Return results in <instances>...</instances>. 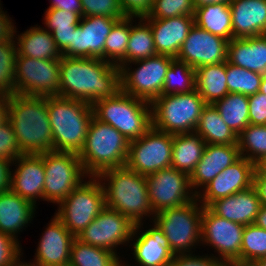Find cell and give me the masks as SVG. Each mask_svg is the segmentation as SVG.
<instances>
[{
  "label": "cell",
  "instance_id": "64",
  "mask_svg": "<svg viewBox=\"0 0 266 266\" xmlns=\"http://www.w3.org/2000/svg\"><path fill=\"white\" fill-rule=\"evenodd\" d=\"M223 266H230L227 262Z\"/></svg>",
  "mask_w": 266,
  "mask_h": 266
},
{
  "label": "cell",
  "instance_id": "56",
  "mask_svg": "<svg viewBox=\"0 0 266 266\" xmlns=\"http://www.w3.org/2000/svg\"><path fill=\"white\" fill-rule=\"evenodd\" d=\"M9 96L0 95V126L8 120Z\"/></svg>",
  "mask_w": 266,
  "mask_h": 266
},
{
  "label": "cell",
  "instance_id": "30",
  "mask_svg": "<svg viewBox=\"0 0 266 266\" xmlns=\"http://www.w3.org/2000/svg\"><path fill=\"white\" fill-rule=\"evenodd\" d=\"M205 146V141L195 131L173 135L171 167L190 176L201 160Z\"/></svg>",
  "mask_w": 266,
  "mask_h": 266
},
{
  "label": "cell",
  "instance_id": "29",
  "mask_svg": "<svg viewBox=\"0 0 266 266\" xmlns=\"http://www.w3.org/2000/svg\"><path fill=\"white\" fill-rule=\"evenodd\" d=\"M17 53L35 59L61 60L62 54L50 31L39 27H31L18 36Z\"/></svg>",
  "mask_w": 266,
  "mask_h": 266
},
{
  "label": "cell",
  "instance_id": "12",
  "mask_svg": "<svg viewBox=\"0 0 266 266\" xmlns=\"http://www.w3.org/2000/svg\"><path fill=\"white\" fill-rule=\"evenodd\" d=\"M173 135L153 126L140 138L130 141L125 166L140 175L171 167Z\"/></svg>",
  "mask_w": 266,
  "mask_h": 266
},
{
  "label": "cell",
  "instance_id": "46",
  "mask_svg": "<svg viewBox=\"0 0 266 266\" xmlns=\"http://www.w3.org/2000/svg\"><path fill=\"white\" fill-rule=\"evenodd\" d=\"M22 155L17 144L15 132L11 123L7 120L0 126V159L14 161Z\"/></svg>",
  "mask_w": 266,
  "mask_h": 266
},
{
  "label": "cell",
  "instance_id": "24",
  "mask_svg": "<svg viewBox=\"0 0 266 266\" xmlns=\"http://www.w3.org/2000/svg\"><path fill=\"white\" fill-rule=\"evenodd\" d=\"M260 207V197L254 185L231 196L217 199L208 206L219 217L244 226L255 222Z\"/></svg>",
  "mask_w": 266,
  "mask_h": 266
},
{
  "label": "cell",
  "instance_id": "47",
  "mask_svg": "<svg viewBox=\"0 0 266 266\" xmlns=\"http://www.w3.org/2000/svg\"><path fill=\"white\" fill-rule=\"evenodd\" d=\"M17 240L0 231V266H11L21 256Z\"/></svg>",
  "mask_w": 266,
  "mask_h": 266
},
{
  "label": "cell",
  "instance_id": "5",
  "mask_svg": "<svg viewBox=\"0 0 266 266\" xmlns=\"http://www.w3.org/2000/svg\"><path fill=\"white\" fill-rule=\"evenodd\" d=\"M129 143L117 129L93 116L78 153L84 172L88 177H97L105 170L125 166Z\"/></svg>",
  "mask_w": 266,
  "mask_h": 266
},
{
  "label": "cell",
  "instance_id": "33",
  "mask_svg": "<svg viewBox=\"0 0 266 266\" xmlns=\"http://www.w3.org/2000/svg\"><path fill=\"white\" fill-rule=\"evenodd\" d=\"M195 132L206 144H238V136L227 126L214 104H206L202 109Z\"/></svg>",
  "mask_w": 266,
  "mask_h": 266
},
{
  "label": "cell",
  "instance_id": "42",
  "mask_svg": "<svg viewBox=\"0 0 266 266\" xmlns=\"http://www.w3.org/2000/svg\"><path fill=\"white\" fill-rule=\"evenodd\" d=\"M266 256V230L257 225L244 227L240 260L256 261Z\"/></svg>",
  "mask_w": 266,
  "mask_h": 266
},
{
  "label": "cell",
  "instance_id": "38",
  "mask_svg": "<svg viewBox=\"0 0 266 266\" xmlns=\"http://www.w3.org/2000/svg\"><path fill=\"white\" fill-rule=\"evenodd\" d=\"M195 87V69L175 58L166 72L162 95L190 93Z\"/></svg>",
  "mask_w": 266,
  "mask_h": 266
},
{
  "label": "cell",
  "instance_id": "48",
  "mask_svg": "<svg viewBox=\"0 0 266 266\" xmlns=\"http://www.w3.org/2000/svg\"><path fill=\"white\" fill-rule=\"evenodd\" d=\"M249 122L252 125H266V95L257 92L248 96Z\"/></svg>",
  "mask_w": 266,
  "mask_h": 266
},
{
  "label": "cell",
  "instance_id": "4",
  "mask_svg": "<svg viewBox=\"0 0 266 266\" xmlns=\"http://www.w3.org/2000/svg\"><path fill=\"white\" fill-rule=\"evenodd\" d=\"M53 151L79 153L93 118L92 104L61 96L47 97Z\"/></svg>",
  "mask_w": 266,
  "mask_h": 266
},
{
  "label": "cell",
  "instance_id": "17",
  "mask_svg": "<svg viewBox=\"0 0 266 266\" xmlns=\"http://www.w3.org/2000/svg\"><path fill=\"white\" fill-rule=\"evenodd\" d=\"M118 20L107 16H82L73 32L72 43L62 56L104 60L105 40Z\"/></svg>",
  "mask_w": 266,
  "mask_h": 266
},
{
  "label": "cell",
  "instance_id": "36",
  "mask_svg": "<svg viewBox=\"0 0 266 266\" xmlns=\"http://www.w3.org/2000/svg\"><path fill=\"white\" fill-rule=\"evenodd\" d=\"M132 20L133 17H131L130 36L126 49V62L123 64L127 66L131 62L157 55L150 24L140 18L139 24L132 26Z\"/></svg>",
  "mask_w": 266,
  "mask_h": 266
},
{
  "label": "cell",
  "instance_id": "45",
  "mask_svg": "<svg viewBox=\"0 0 266 266\" xmlns=\"http://www.w3.org/2000/svg\"><path fill=\"white\" fill-rule=\"evenodd\" d=\"M81 15L79 13L67 12L61 9H47L45 13V24L49 31L64 29V28H77L79 25Z\"/></svg>",
  "mask_w": 266,
  "mask_h": 266
},
{
  "label": "cell",
  "instance_id": "19",
  "mask_svg": "<svg viewBox=\"0 0 266 266\" xmlns=\"http://www.w3.org/2000/svg\"><path fill=\"white\" fill-rule=\"evenodd\" d=\"M255 164L245 157H240L233 164L225 168L219 175L204 187L203 194L196 192L199 204L208 207L217 199L231 196L237 192L253 186Z\"/></svg>",
  "mask_w": 266,
  "mask_h": 266
},
{
  "label": "cell",
  "instance_id": "27",
  "mask_svg": "<svg viewBox=\"0 0 266 266\" xmlns=\"http://www.w3.org/2000/svg\"><path fill=\"white\" fill-rule=\"evenodd\" d=\"M139 235L133 243V255L139 266H169L174 254L159 227L154 223L152 229Z\"/></svg>",
  "mask_w": 266,
  "mask_h": 266
},
{
  "label": "cell",
  "instance_id": "50",
  "mask_svg": "<svg viewBox=\"0 0 266 266\" xmlns=\"http://www.w3.org/2000/svg\"><path fill=\"white\" fill-rule=\"evenodd\" d=\"M125 17L145 18L153 6V0H119Z\"/></svg>",
  "mask_w": 266,
  "mask_h": 266
},
{
  "label": "cell",
  "instance_id": "52",
  "mask_svg": "<svg viewBox=\"0 0 266 266\" xmlns=\"http://www.w3.org/2000/svg\"><path fill=\"white\" fill-rule=\"evenodd\" d=\"M13 23L11 22L10 18L0 9V43L8 41L9 39L13 38L17 31L14 29Z\"/></svg>",
  "mask_w": 266,
  "mask_h": 266
},
{
  "label": "cell",
  "instance_id": "34",
  "mask_svg": "<svg viewBox=\"0 0 266 266\" xmlns=\"http://www.w3.org/2000/svg\"><path fill=\"white\" fill-rule=\"evenodd\" d=\"M221 118L238 136L249 124L248 96L239 93H228L223 99L214 103Z\"/></svg>",
  "mask_w": 266,
  "mask_h": 266
},
{
  "label": "cell",
  "instance_id": "6",
  "mask_svg": "<svg viewBox=\"0 0 266 266\" xmlns=\"http://www.w3.org/2000/svg\"><path fill=\"white\" fill-rule=\"evenodd\" d=\"M93 115L110 124L128 141L140 138L152 127L151 103L118 90L113 96L92 104Z\"/></svg>",
  "mask_w": 266,
  "mask_h": 266
},
{
  "label": "cell",
  "instance_id": "13",
  "mask_svg": "<svg viewBox=\"0 0 266 266\" xmlns=\"http://www.w3.org/2000/svg\"><path fill=\"white\" fill-rule=\"evenodd\" d=\"M15 94L59 96L60 60L20 56L15 60Z\"/></svg>",
  "mask_w": 266,
  "mask_h": 266
},
{
  "label": "cell",
  "instance_id": "51",
  "mask_svg": "<svg viewBox=\"0 0 266 266\" xmlns=\"http://www.w3.org/2000/svg\"><path fill=\"white\" fill-rule=\"evenodd\" d=\"M76 28H64L52 30L51 35L57 45V48L62 53L70 43H72L73 32Z\"/></svg>",
  "mask_w": 266,
  "mask_h": 266
},
{
  "label": "cell",
  "instance_id": "63",
  "mask_svg": "<svg viewBox=\"0 0 266 266\" xmlns=\"http://www.w3.org/2000/svg\"><path fill=\"white\" fill-rule=\"evenodd\" d=\"M258 266H266V256L256 260Z\"/></svg>",
  "mask_w": 266,
  "mask_h": 266
},
{
  "label": "cell",
  "instance_id": "37",
  "mask_svg": "<svg viewBox=\"0 0 266 266\" xmlns=\"http://www.w3.org/2000/svg\"><path fill=\"white\" fill-rule=\"evenodd\" d=\"M131 17L118 20L104 44V61L122 66L126 62V49L130 36Z\"/></svg>",
  "mask_w": 266,
  "mask_h": 266
},
{
  "label": "cell",
  "instance_id": "41",
  "mask_svg": "<svg viewBox=\"0 0 266 266\" xmlns=\"http://www.w3.org/2000/svg\"><path fill=\"white\" fill-rule=\"evenodd\" d=\"M16 41L9 39L0 43V95L15 94Z\"/></svg>",
  "mask_w": 266,
  "mask_h": 266
},
{
  "label": "cell",
  "instance_id": "22",
  "mask_svg": "<svg viewBox=\"0 0 266 266\" xmlns=\"http://www.w3.org/2000/svg\"><path fill=\"white\" fill-rule=\"evenodd\" d=\"M151 26L157 54L176 58L193 27L194 16H178L166 19L143 18Z\"/></svg>",
  "mask_w": 266,
  "mask_h": 266
},
{
  "label": "cell",
  "instance_id": "39",
  "mask_svg": "<svg viewBox=\"0 0 266 266\" xmlns=\"http://www.w3.org/2000/svg\"><path fill=\"white\" fill-rule=\"evenodd\" d=\"M238 147L240 155L254 164L266 157V125L249 124L238 135Z\"/></svg>",
  "mask_w": 266,
  "mask_h": 266
},
{
  "label": "cell",
  "instance_id": "25",
  "mask_svg": "<svg viewBox=\"0 0 266 266\" xmlns=\"http://www.w3.org/2000/svg\"><path fill=\"white\" fill-rule=\"evenodd\" d=\"M233 38L266 34V0H232Z\"/></svg>",
  "mask_w": 266,
  "mask_h": 266
},
{
  "label": "cell",
  "instance_id": "43",
  "mask_svg": "<svg viewBox=\"0 0 266 266\" xmlns=\"http://www.w3.org/2000/svg\"><path fill=\"white\" fill-rule=\"evenodd\" d=\"M193 0H153L150 14L145 18L166 19L178 16H194Z\"/></svg>",
  "mask_w": 266,
  "mask_h": 266
},
{
  "label": "cell",
  "instance_id": "2",
  "mask_svg": "<svg viewBox=\"0 0 266 266\" xmlns=\"http://www.w3.org/2000/svg\"><path fill=\"white\" fill-rule=\"evenodd\" d=\"M8 121L22 154L40 155L53 151L47 97L10 95Z\"/></svg>",
  "mask_w": 266,
  "mask_h": 266
},
{
  "label": "cell",
  "instance_id": "10",
  "mask_svg": "<svg viewBox=\"0 0 266 266\" xmlns=\"http://www.w3.org/2000/svg\"><path fill=\"white\" fill-rule=\"evenodd\" d=\"M175 58L168 55L155 56L134 61L140 67L130 71L126 65L120 66V89L136 98L152 103L162 95L166 72Z\"/></svg>",
  "mask_w": 266,
  "mask_h": 266
},
{
  "label": "cell",
  "instance_id": "20",
  "mask_svg": "<svg viewBox=\"0 0 266 266\" xmlns=\"http://www.w3.org/2000/svg\"><path fill=\"white\" fill-rule=\"evenodd\" d=\"M13 164L18 166L14 174L10 171V190L34 205L38 197L44 199L43 154H22L13 161Z\"/></svg>",
  "mask_w": 266,
  "mask_h": 266
},
{
  "label": "cell",
  "instance_id": "16",
  "mask_svg": "<svg viewBox=\"0 0 266 266\" xmlns=\"http://www.w3.org/2000/svg\"><path fill=\"white\" fill-rule=\"evenodd\" d=\"M244 225L224 219L204 207L201 218V241L212 245L225 262L239 259Z\"/></svg>",
  "mask_w": 266,
  "mask_h": 266
},
{
  "label": "cell",
  "instance_id": "1",
  "mask_svg": "<svg viewBox=\"0 0 266 266\" xmlns=\"http://www.w3.org/2000/svg\"><path fill=\"white\" fill-rule=\"evenodd\" d=\"M120 90V68L99 58L62 56L59 96L93 104Z\"/></svg>",
  "mask_w": 266,
  "mask_h": 266
},
{
  "label": "cell",
  "instance_id": "44",
  "mask_svg": "<svg viewBox=\"0 0 266 266\" xmlns=\"http://www.w3.org/2000/svg\"><path fill=\"white\" fill-rule=\"evenodd\" d=\"M82 16H107L122 19L124 14L119 0H81Z\"/></svg>",
  "mask_w": 266,
  "mask_h": 266
},
{
  "label": "cell",
  "instance_id": "9",
  "mask_svg": "<svg viewBox=\"0 0 266 266\" xmlns=\"http://www.w3.org/2000/svg\"><path fill=\"white\" fill-rule=\"evenodd\" d=\"M89 178L88 182H81L59 203L60 207L55 214L75 237L106 207L101 180L91 176Z\"/></svg>",
  "mask_w": 266,
  "mask_h": 266
},
{
  "label": "cell",
  "instance_id": "58",
  "mask_svg": "<svg viewBox=\"0 0 266 266\" xmlns=\"http://www.w3.org/2000/svg\"><path fill=\"white\" fill-rule=\"evenodd\" d=\"M254 176L266 177V157L262 158L258 163L255 164Z\"/></svg>",
  "mask_w": 266,
  "mask_h": 266
},
{
  "label": "cell",
  "instance_id": "26",
  "mask_svg": "<svg viewBox=\"0 0 266 266\" xmlns=\"http://www.w3.org/2000/svg\"><path fill=\"white\" fill-rule=\"evenodd\" d=\"M227 62L259 74H266V34L232 38L228 41Z\"/></svg>",
  "mask_w": 266,
  "mask_h": 266
},
{
  "label": "cell",
  "instance_id": "35",
  "mask_svg": "<svg viewBox=\"0 0 266 266\" xmlns=\"http://www.w3.org/2000/svg\"><path fill=\"white\" fill-rule=\"evenodd\" d=\"M116 252L85 244L75 238L68 266H123Z\"/></svg>",
  "mask_w": 266,
  "mask_h": 266
},
{
  "label": "cell",
  "instance_id": "54",
  "mask_svg": "<svg viewBox=\"0 0 266 266\" xmlns=\"http://www.w3.org/2000/svg\"><path fill=\"white\" fill-rule=\"evenodd\" d=\"M9 159H0V192L10 189V165Z\"/></svg>",
  "mask_w": 266,
  "mask_h": 266
},
{
  "label": "cell",
  "instance_id": "53",
  "mask_svg": "<svg viewBox=\"0 0 266 266\" xmlns=\"http://www.w3.org/2000/svg\"><path fill=\"white\" fill-rule=\"evenodd\" d=\"M48 9H61L72 13H79L82 16L81 0H53Z\"/></svg>",
  "mask_w": 266,
  "mask_h": 266
},
{
  "label": "cell",
  "instance_id": "8",
  "mask_svg": "<svg viewBox=\"0 0 266 266\" xmlns=\"http://www.w3.org/2000/svg\"><path fill=\"white\" fill-rule=\"evenodd\" d=\"M199 200L179 207L166 208L155 213L154 223L163 232L174 255L191 253V248L201 241V218L204 207Z\"/></svg>",
  "mask_w": 266,
  "mask_h": 266
},
{
  "label": "cell",
  "instance_id": "60",
  "mask_svg": "<svg viewBox=\"0 0 266 266\" xmlns=\"http://www.w3.org/2000/svg\"><path fill=\"white\" fill-rule=\"evenodd\" d=\"M230 266H258L256 261L231 260L227 262Z\"/></svg>",
  "mask_w": 266,
  "mask_h": 266
},
{
  "label": "cell",
  "instance_id": "23",
  "mask_svg": "<svg viewBox=\"0 0 266 266\" xmlns=\"http://www.w3.org/2000/svg\"><path fill=\"white\" fill-rule=\"evenodd\" d=\"M240 157L238 144H206L201 160L189 176L191 189L204 188Z\"/></svg>",
  "mask_w": 266,
  "mask_h": 266
},
{
  "label": "cell",
  "instance_id": "28",
  "mask_svg": "<svg viewBox=\"0 0 266 266\" xmlns=\"http://www.w3.org/2000/svg\"><path fill=\"white\" fill-rule=\"evenodd\" d=\"M36 205L10 189L0 192V231L16 238V234L33 218Z\"/></svg>",
  "mask_w": 266,
  "mask_h": 266
},
{
  "label": "cell",
  "instance_id": "21",
  "mask_svg": "<svg viewBox=\"0 0 266 266\" xmlns=\"http://www.w3.org/2000/svg\"><path fill=\"white\" fill-rule=\"evenodd\" d=\"M39 241L34 263L38 266H68L76 238L55 215Z\"/></svg>",
  "mask_w": 266,
  "mask_h": 266
},
{
  "label": "cell",
  "instance_id": "3",
  "mask_svg": "<svg viewBox=\"0 0 266 266\" xmlns=\"http://www.w3.org/2000/svg\"><path fill=\"white\" fill-rule=\"evenodd\" d=\"M97 178L109 181L108 184L105 181L102 184L107 208L120 212L135 225L142 223L143 215L155 214L144 175L122 166L105 170Z\"/></svg>",
  "mask_w": 266,
  "mask_h": 266
},
{
  "label": "cell",
  "instance_id": "62",
  "mask_svg": "<svg viewBox=\"0 0 266 266\" xmlns=\"http://www.w3.org/2000/svg\"><path fill=\"white\" fill-rule=\"evenodd\" d=\"M259 92L264 93L266 95V74H263Z\"/></svg>",
  "mask_w": 266,
  "mask_h": 266
},
{
  "label": "cell",
  "instance_id": "59",
  "mask_svg": "<svg viewBox=\"0 0 266 266\" xmlns=\"http://www.w3.org/2000/svg\"><path fill=\"white\" fill-rule=\"evenodd\" d=\"M195 8L202 7L208 4L214 3H227L229 4L232 0H193Z\"/></svg>",
  "mask_w": 266,
  "mask_h": 266
},
{
  "label": "cell",
  "instance_id": "40",
  "mask_svg": "<svg viewBox=\"0 0 266 266\" xmlns=\"http://www.w3.org/2000/svg\"><path fill=\"white\" fill-rule=\"evenodd\" d=\"M263 74L252 72L226 62V78L229 93L246 96L259 92Z\"/></svg>",
  "mask_w": 266,
  "mask_h": 266
},
{
  "label": "cell",
  "instance_id": "15",
  "mask_svg": "<svg viewBox=\"0 0 266 266\" xmlns=\"http://www.w3.org/2000/svg\"><path fill=\"white\" fill-rule=\"evenodd\" d=\"M145 177L154 213L166 208L179 207L196 199L189 175L173 167L161 169Z\"/></svg>",
  "mask_w": 266,
  "mask_h": 266
},
{
  "label": "cell",
  "instance_id": "55",
  "mask_svg": "<svg viewBox=\"0 0 266 266\" xmlns=\"http://www.w3.org/2000/svg\"><path fill=\"white\" fill-rule=\"evenodd\" d=\"M253 185L259 194L261 205L266 206V177L254 176Z\"/></svg>",
  "mask_w": 266,
  "mask_h": 266
},
{
  "label": "cell",
  "instance_id": "57",
  "mask_svg": "<svg viewBox=\"0 0 266 266\" xmlns=\"http://www.w3.org/2000/svg\"><path fill=\"white\" fill-rule=\"evenodd\" d=\"M254 224L266 230V206L261 205Z\"/></svg>",
  "mask_w": 266,
  "mask_h": 266
},
{
  "label": "cell",
  "instance_id": "31",
  "mask_svg": "<svg viewBox=\"0 0 266 266\" xmlns=\"http://www.w3.org/2000/svg\"><path fill=\"white\" fill-rule=\"evenodd\" d=\"M196 87L206 104H214L229 92L226 78V62L201 66L195 69Z\"/></svg>",
  "mask_w": 266,
  "mask_h": 266
},
{
  "label": "cell",
  "instance_id": "18",
  "mask_svg": "<svg viewBox=\"0 0 266 266\" xmlns=\"http://www.w3.org/2000/svg\"><path fill=\"white\" fill-rule=\"evenodd\" d=\"M228 40L203 30L195 24L185 39L177 60L197 69L201 66L227 62Z\"/></svg>",
  "mask_w": 266,
  "mask_h": 266
},
{
  "label": "cell",
  "instance_id": "49",
  "mask_svg": "<svg viewBox=\"0 0 266 266\" xmlns=\"http://www.w3.org/2000/svg\"><path fill=\"white\" fill-rule=\"evenodd\" d=\"M215 256H194L192 254L174 255L169 266H223L226 262Z\"/></svg>",
  "mask_w": 266,
  "mask_h": 266
},
{
  "label": "cell",
  "instance_id": "7",
  "mask_svg": "<svg viewBox=\"0 0 266 266\" xmlns=\"http://www.w3.org/2000/svg\"><path fill=\"white\" fill-rule=\"evenodd\" d=\"M205 105L196 89L190 93L161 95L151 103L152 126L172 135L194 132Z\"/></svg>",
  "mask_w": 266,
  "mask_h": 266
},
{
  "label": "cell",
  "instance_id": "61",
  "mask_svg": "<svg viewBox=\"0 0 266 266\" xmlns=\"http://www.w3.org/2000/svg\"><path fill=\"white\" fill-rule=\"evenodd\" d=\"M11 266H38L34 262L33 263H26L21 262L20 257L11 265Z\"/></svg>",
  "mask_w": 266,
  "mask_h": 266
},
{
  "label": "cell",
  "instance_id": "32",
  "mask_svg": "<svg viewBox=\"0 0 266 266\" xmlns=\"http://www.w3.org/2000/svg\"><path fill=\"white\" fill-rule=\"evenodd\" d=\"M194 23L199 28L228 41L233 38L231 10L227 3H214L196 8Z\"/></svg>",
  "mask_w": 266,
  "mask_h": 266
},
{
  "label": "cell",
  "instance_id": "14",
  "mask_svg": "<svg viewBox=\"0 0 266 266\" xmlns=\"http://www.w3.org/2000/svg\"><path fill=\"white\" fill-rule=\"evenodd\" d=\"M142 225H135L120 212L105 207L76 238L85 244L115 252L118 245L132 241Z\"/></svg>",
  "mask_w": 266,
  "mask_h": 266
},
{
  "label": "cell",
  "instance_id": "11",
  "mask_svg": "<svg viewBox=\"0 0 266 266\" xmlns=\"http://www.w3.org/2000/svg\"><path fill=\"white\" fill-rule=\"evenodd\" d=\"M45 168L44 200L59 204L87 176L75 152L49 151L43 153ZM83 180V181H82Z\"/></svg>",
  "mask_w": 266,
  "mask_h": 266
}]
</instances>
